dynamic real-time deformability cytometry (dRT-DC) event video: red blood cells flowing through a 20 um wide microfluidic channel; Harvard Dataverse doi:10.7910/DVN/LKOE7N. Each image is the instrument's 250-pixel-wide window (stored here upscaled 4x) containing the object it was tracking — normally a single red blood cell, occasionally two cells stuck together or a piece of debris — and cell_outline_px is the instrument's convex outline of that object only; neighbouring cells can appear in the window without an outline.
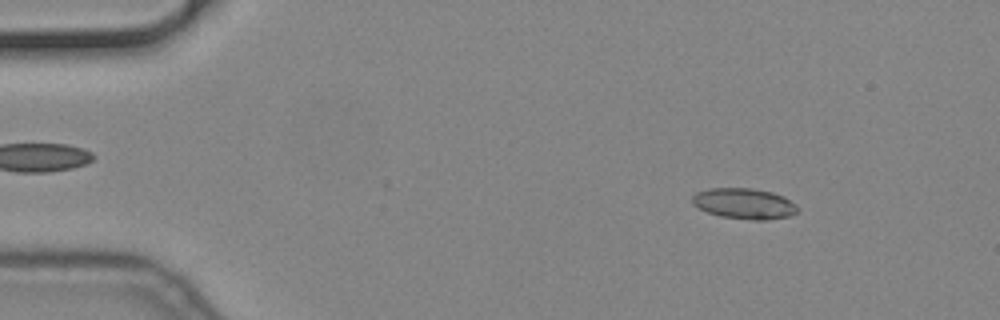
{"species": "common noctule bat (a hibernating species)", "species_latin": "Nyctalus noctula", "temperature_condition": "cold", "stored_images_in_passage": 9, "camera_frame_rate_fps": 3000, "um_per_image_px": 0.085, "animal": {"sex": "male", "body_mass_g": 19.2, "forearm_length_mm": 51.8}, "frame": {"image": 1, "passage_image": 1, "time_ms": 0.0, "image_size_px": [1000, 320], "cell_outline_px": [[800, 208], [796, 212], [788, 216], [764, 220], [752, 220], [720, 216], [696, 208], [692, 204], [692, 196], [696, 192], [708, 188], [752, 188], [772, 192], [784, 196], [796, 204]], "centroid_in_image_um": [63.24, 17.3], "position_along_channel_um": 21.8, "area_um2": 19.02}}